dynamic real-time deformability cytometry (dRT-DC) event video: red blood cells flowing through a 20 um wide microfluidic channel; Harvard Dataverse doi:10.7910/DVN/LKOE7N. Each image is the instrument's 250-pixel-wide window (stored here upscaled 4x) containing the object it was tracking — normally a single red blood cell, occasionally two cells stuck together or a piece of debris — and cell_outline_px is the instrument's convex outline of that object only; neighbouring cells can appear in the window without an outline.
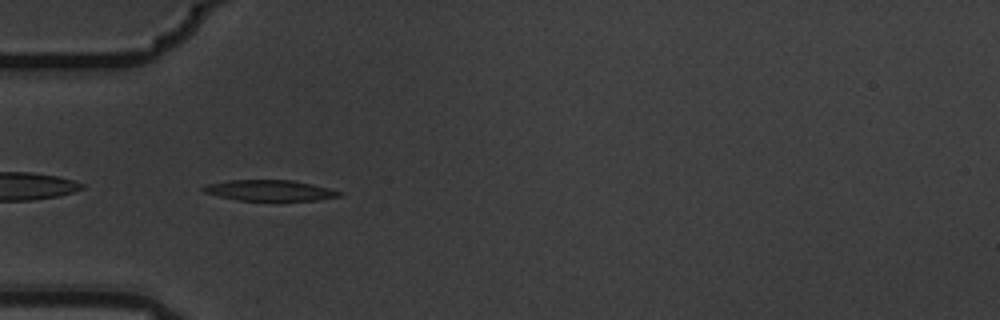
{"species": "common noctule bat (a hibernating species)", "species_latin": "Nyctalus noctula", "temperature_condition": "warm", "stored_images_in_passage": 15, "camera_frame_rate_fps": 3000, "um_per_image_px": 0.085, "animal": {"sex": "male", "body_mass_g": 19.5, "forearm_length_mm": 54.6}, "frame": {"image": 1, "passage_image": 5, "time_ms": 1.333, "image_size_px": [1000, 320], "cell_outline_px": [[344, 192], [340, 196], [320, 200], [240, 200], [220, 196], [204, 192], [200, 188], [208, 184], [228, 180], [292, 180], [312, 184]], "centroid_in_image_um": [22.95, 16.18], "position_along_channel_um": 62.0, "area_um2": 16.3}}
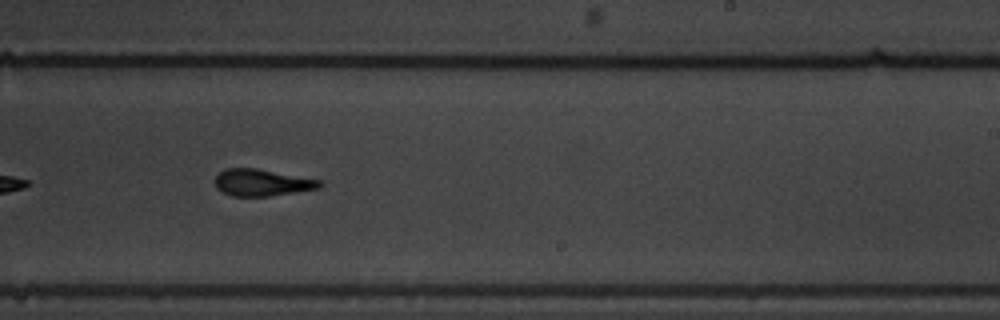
{"frame": {"image": 2, "passage_image": 10, "time_ms": 3.0, "image_size_px": [1000, 320], "cell_outline_px": [[324, 184], [320, 188], [268, 196], [232, 196], [216, 188], [216, 176], [224, 168], [256, 168], [320, 180]], "centroid_in_image_um": [22.27, 15.51], "position_along_channel_um": 266.7, "area_um2": 16.18}}
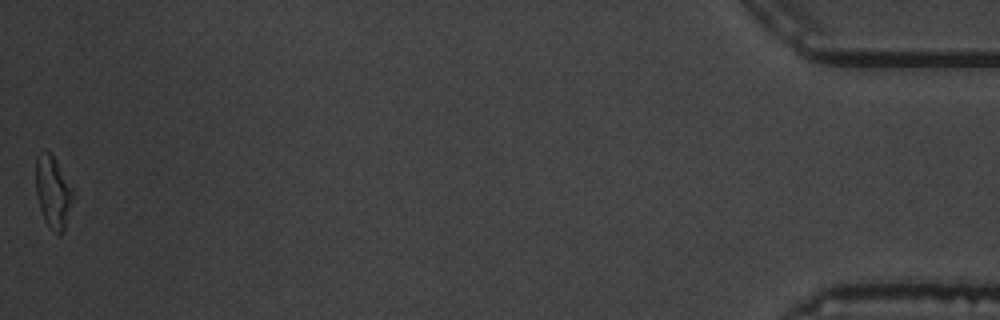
{"frame": {"image": 3, "passage_image": 15, "time_ms": 4.667, "image_size_px": [1000, 320], "cell_outline_px": [[72, 196], [64, 228], [60, 236], [48, 228], [44, 220], [36, 196], [36, 156], [44, 148], [52, 152], [72, 188]], "centroid_in_image_um": [4.46, 16.27], "position_along_channel_um": 430.7, "area_um2": 15.55}}